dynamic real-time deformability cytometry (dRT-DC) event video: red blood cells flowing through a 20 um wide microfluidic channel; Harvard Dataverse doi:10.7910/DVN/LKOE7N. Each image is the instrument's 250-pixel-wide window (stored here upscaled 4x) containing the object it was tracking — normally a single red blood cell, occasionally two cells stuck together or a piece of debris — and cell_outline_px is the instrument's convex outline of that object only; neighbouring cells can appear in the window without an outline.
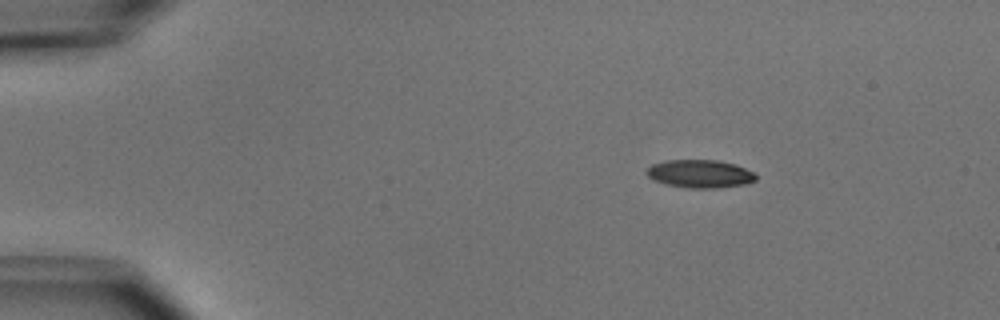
{"species": "common noctule bat (a hibernating species)", "species_latin": "Nyctalus noctula", "temperature_condition": "cold", "stored_images_in_passage": 46, "camera_frame_rate_fps": 3000, "um_per_image_px": 0.085, "animal": {"sex": "male", "body_mass_g": 15.6}, "frame": {"image": 1, "passage_image": 1, "time_ms": 0.0, "image_size_px": [1000, 320], "cell_outline_px": [[756, 180], [744, 184], [716, 188], [688, 188], [668, 184], [652, 180], [644, 172], [652, 164], [664, 160], [720, 160], [736, 164], [756, 172]], "centroid_in_image_um": [59.51, 14.76], "position_along_channel_um": 25.5, "area_um2": 18.03}}
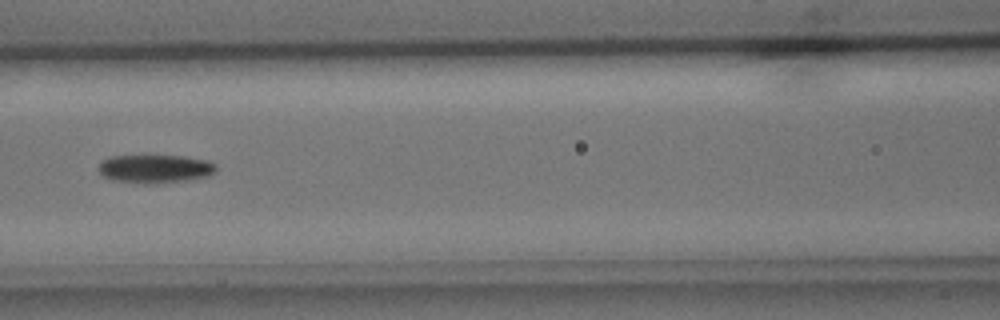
{"frame": {"image": 2, "passage_image": 17, "time_ms": 5.333, "image_size_px": [1000, 320], "cell_outline_px": [[216, 172], [208, 176], [188, 180], [152, 184], [144, 184], [112, 180], [104, 176], [96, 168], [100, 160], [112, 156], [184, 156], [208, 160], [216, 164]], "centroid_in_image_um": [13.17, 14.35], "position_along_channel_um": 153.4, "area_um2": 19.71}}
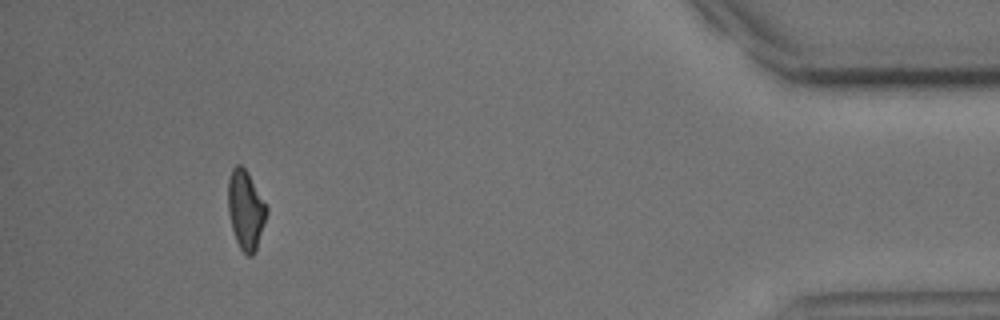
{"frame": {"image": 3, "passage_image": 42, "time_ms": 13.667, "image_size_px": [1000, 320], "cell_outline_px": [[268, 212], [256, 248], [252, 256], [248, 256], [240, 248], [236, 240], [232, 228], [228, 212], [228, 180], [232, 168], [236, 164], [240, 164], [248, 172], [268, 208]], "centroid_in_image_um": [20.88, 17.81], "position_along_channel_um": 414.3, "area_um2": 17.63}, "authors_computed_cell_mechanics": {"area_um2": 18.4093, "velocity_mm_per_s": 3.8079, "shape_relaxation_time_tau1_ms": 5.3051, "shape_relaxation_time_tau2_ms": null, "deformation_change_tau1": 0.1547, "deformation_change_tau2": null}}